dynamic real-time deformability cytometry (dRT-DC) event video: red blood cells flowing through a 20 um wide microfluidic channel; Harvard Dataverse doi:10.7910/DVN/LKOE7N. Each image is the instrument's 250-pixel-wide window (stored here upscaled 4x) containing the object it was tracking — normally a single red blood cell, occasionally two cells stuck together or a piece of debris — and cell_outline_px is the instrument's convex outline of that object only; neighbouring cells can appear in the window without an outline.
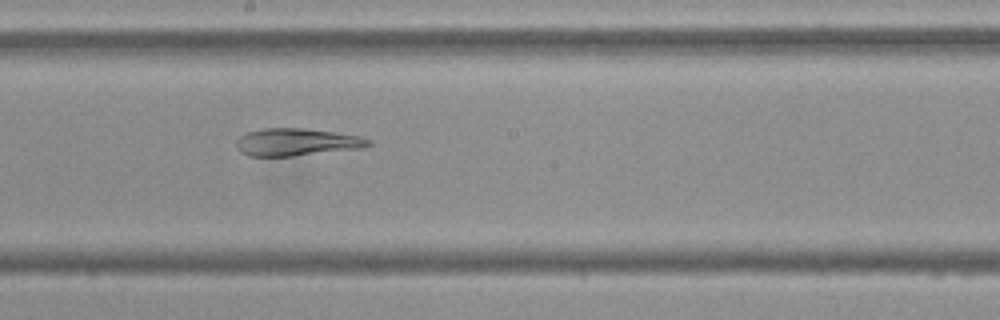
{"species": "Egyptian fruit bat (a non-hibernating species)", "species_latin": "Rousettus aegyptiacus", "temperature_condition": "cold", "stored_images_in_passage": 53, "camera_frame_rate_fps": 3000, "um_per_image_px": 0.085, "frame": {"image": 1, "passage_image": 28, "time_ms": 9.0, "image_size_px": [1000, 320], "cell_outline_px": [[372, 144], [364, 148], [292, 156], [248, 156], [240, 152], [236, 148], [236, 140], [240, 136], [248, 132], [264, 128], [304, 128], [360, 136], [372, 140]], "centroid_in_image_um": [25.21, 12.08], "position_along_channel_um": 223.0, "area_um2": 21.21}}
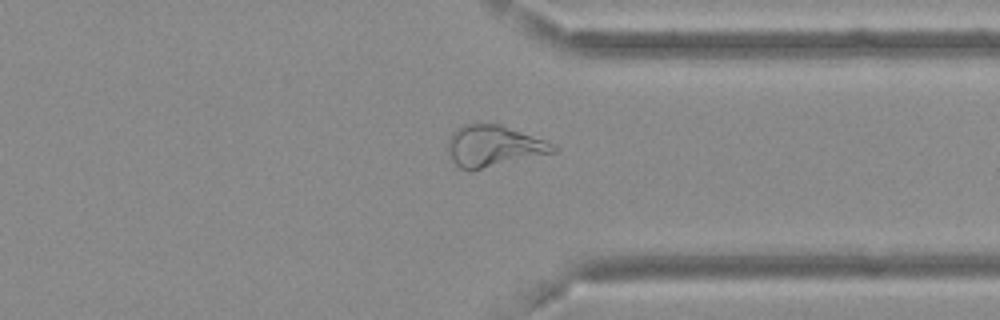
{"frame": {"image": 2, "passage_image": 40, "time_ms": 13.0, "image_size_px": [1000, 320], "cell_outline_px": [[556, 152], [480, 168], [460, 168], [452, 160], [448, 152], [448, 140], [452, 132], [456, 128], [464, 124], [500, 124], [556, 144]], "centroid_in_image_um": [41.95, 12.38], "position_along_channel_um": 369.4, "area_um2": 24.68}}
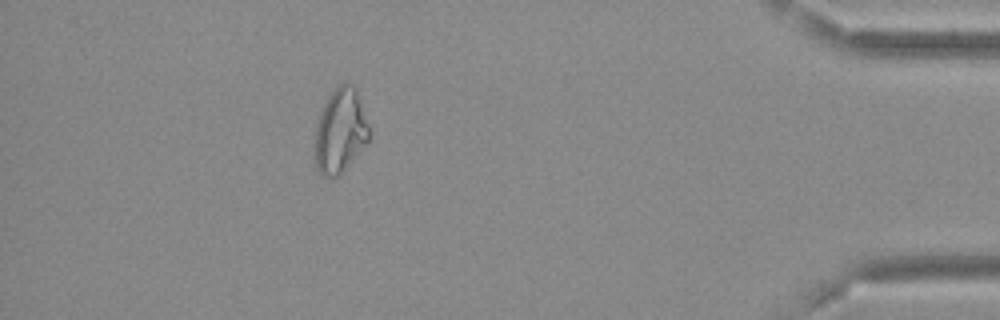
{"frame": {"image": 3, "passage_image": 47, "time_ms": 15.333, "image_size_px": [1000, 320], "cell_outline_px": [[368, 140], [340, 172], [336, 176], [320, 176], [316, 168], [316, 124], [320, 112], [328, 96], [340, 80], [352, 84], [356, 88], [368, 124]], "centroid_in_image_um": [28.9, 11.04], "position_along_channel_um": 406.3, "area_um2": 26.07}, "authors_computed_cell_mechanics": {"area_um2": 26.2412, "velocity_mm_per_s": 3.6914, "shape_relaxation_time_tau1_ms": null, "shape_relaxation_time_tau2_ms": 5.2528, "deformation_change_tau1": null, "deformation_change_tau2": 0.1078}}